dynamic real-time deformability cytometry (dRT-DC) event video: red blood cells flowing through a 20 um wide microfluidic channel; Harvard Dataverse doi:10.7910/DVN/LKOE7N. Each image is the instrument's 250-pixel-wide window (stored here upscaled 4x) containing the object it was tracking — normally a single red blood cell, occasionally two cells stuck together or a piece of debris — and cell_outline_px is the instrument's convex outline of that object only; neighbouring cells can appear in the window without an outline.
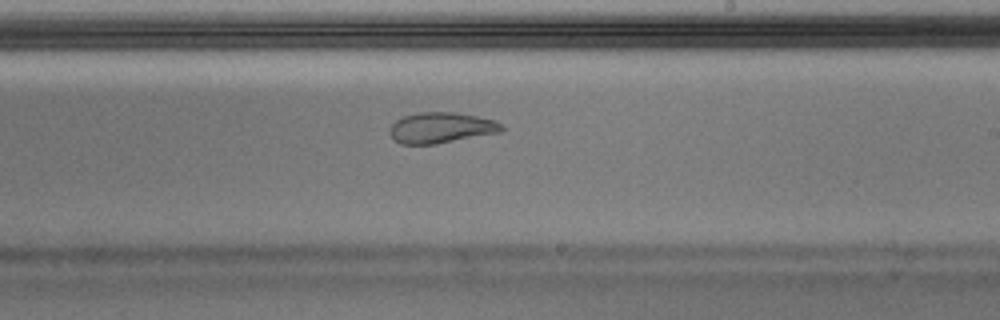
{"species": "Egyptian fruit bat (a non-hibernating species)", "species_latin": "Rousettus aegyptiacus", "temperature_condition": "warm", "stored_images_in_passage": 36, "camera_frame_rate_fps": 3000, "um_per_image_px": 0.085, "animal": {"sex": "male"}, "frame": {"image": 1, "passage_image": 16, "time_ms": 5.0, "image_size_px": [1000, 320], "cell_outline_px": [[504, 128], [500, 132], [436, 144], [400, 144], [392, 136], [392, 124], [396, 120], [404, 116], [420, 112], [456, 112], [496, 120], [504, 124]], "centroid_in_image_um": [37.55, 10.85], "position_along_channel_um": 251.4, "area_um2": 19.88}}
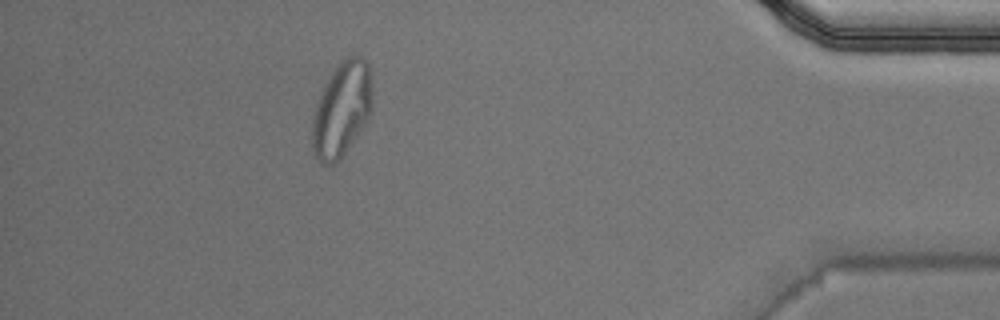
{"frame": {"image": 2, "passage_image": 31, "time_ms": 10.0, "image_size_px": [1000, 320], "cell_outline_px": [[372, 108], [368, 120], [336, 164], [328, 168], [316, 156], [312, 144], [312, 116], [316, 104], [332, 72], [348, 56], [356, 52], [368, 64], [372, 96]], "centroid_in_image_um": [29.05, 9.32], "position_along_channel_um": 406.1, "area_um2": 32.89}, "authors_computed_cell_mechanics": {"area_um2": 21.5594, "velocity_mm_per_s": 4.0369, "shape_relaxation_time_tau1_ms": null, "shape_relaxation_time_tau2_ms": 1.6279, "deformation_change_tau1": null, "deformation_change_tau2": 0.0843}}